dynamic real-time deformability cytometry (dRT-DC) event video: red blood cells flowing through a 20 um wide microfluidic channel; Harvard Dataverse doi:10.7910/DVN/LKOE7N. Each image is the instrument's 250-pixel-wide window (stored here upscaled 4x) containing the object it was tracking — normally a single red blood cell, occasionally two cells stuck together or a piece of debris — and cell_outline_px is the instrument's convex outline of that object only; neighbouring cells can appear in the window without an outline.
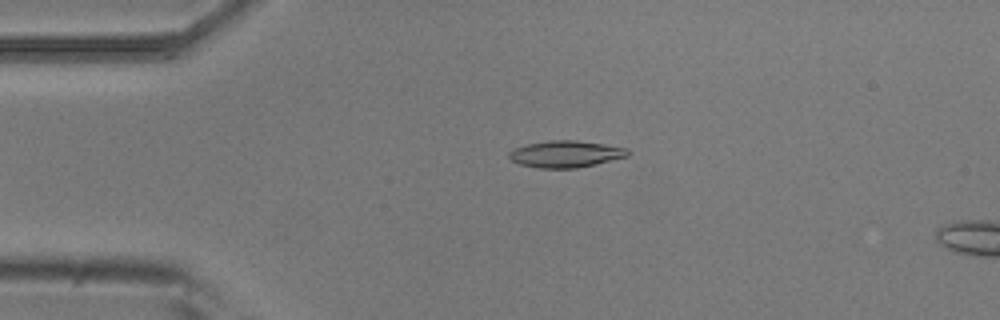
{"species": "common noctule bat (a hibernating species)", "species_latin": "Nyctalus noctula", "temperature_condition": "room temperature", "stored_images_in_passage": 4, "camera_frame_rate_fps": 3000, "um_per_image_px": 0.085, "animal": {"sex": "male", "body_mass_g": 20.5, "forearm_length_mm": 52.5}, "frame": {"image": 1, "passage_image": 2, "time_ms": 0.333, "image_size_px": [1000, 320], "cell_outline_px": [[628, 156], [596, 164], [576, 168], [540, 168], [520, 164], [512, 160], [508, 156], [508, 152], [516, 148], [528, 144], [552, 140], [576, 140], [604, 144], [628, 148]], "centroid_in_image_um": [48.1, 13.09], "position_along_channel_um": 36.9, "area_um2": 18.32}}
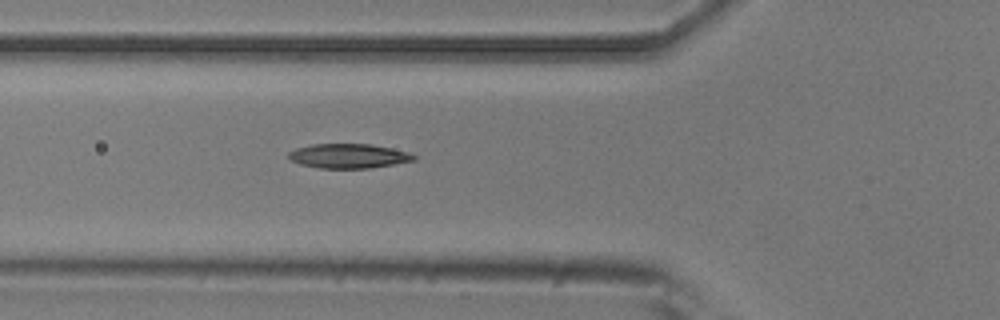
{"frame": {"image": 2, "passage_image": 4, "time_ms": 1.0, "image_size_px": [1000, 320], "cell_outline_px": [[416, 160], [368, 168], [320, 168], [300, 164], [292, 160], [288, 156], [288, 152], [296, 148], [312, 144], [372, 144], [392, 148], [408, 152], [416, 156]], "centroid_in_image_um": [29.62, 13.25], "position_along_channel_um": 96.2, "area_um2": 17.74}}